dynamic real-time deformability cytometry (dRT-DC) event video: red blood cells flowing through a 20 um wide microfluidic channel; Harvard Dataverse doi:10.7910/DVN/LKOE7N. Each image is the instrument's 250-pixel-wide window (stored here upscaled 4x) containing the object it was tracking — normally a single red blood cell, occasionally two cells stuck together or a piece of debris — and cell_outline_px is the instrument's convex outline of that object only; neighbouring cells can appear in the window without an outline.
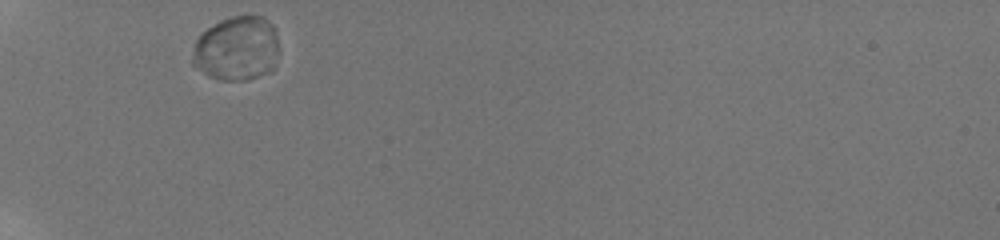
{"species": "human", "species_latin": "Homo sapiens", "temperature_condition": "room temperature", "stored_images_in_passage": 24, "camera_frame_rate_fps": 3000, "um_per_image_px": 0.085, "donor": {"sex": "male"}, "frame": {"image": 1, "passage_image": 1, "time_ms": 0.0, "image_size_px": [1000, 240], "cell_outline_px": [[280, 52], [272, 68], [268, 72], [248, 80], [220, 80], [208, 76], [196, 68], [192, 64], [192, 56], [196, 40], [208, 28], [220, 20], [232, 16], [264, 16], [276, 28], [280, 48]], "centroid_in_image_um": [20.16, 4.13], "position_along_channel_um": 64.8, "area_um2": 32.89}}
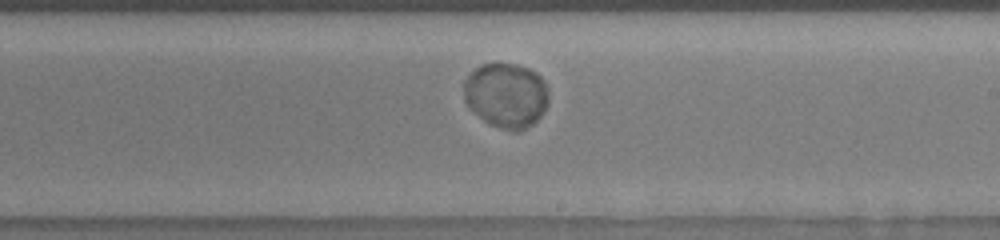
{"frame": {"image": 2, "passage_image": 13, "time_ms": 5.333, "image_size_px": [1000, 240], "cell_outline_px": [[548, 104], [540, 116], [532, 124], [520, 132], [516, 132], [500, 128], [488, 124], [468, 108], [464, 100], [464, 80], [468, 72], [480, 64], [516, 64], [528, 68], [536, 72], [544, 80], [548, 92]], "centroid_in_image_um": [43.0, 8.1], "position_along_channel_um": 246.0, "area_um2": 32.54}}
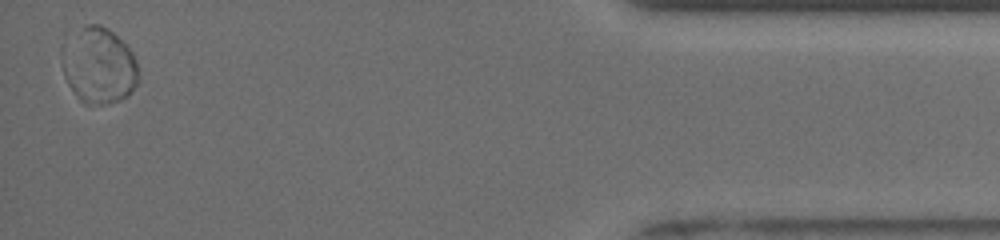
{"frame": {"image": 3, "passage_image": 24, "time_ms": 11.667, "image_size_px": [1000, 240], "cell_outline_px": [[140, 80], [128, 96], [120, 100], [108, 104], [84, 104], [80, 100], [68, 84], [64, 72], [64, 68], [84, 24], [100, 24], [108, 28], [132, 52], [136, 60], [140, 76]], "centroid_in_image_um": [8.59, 5.69], "position_along_channel_um": 426.6, "area_um2": 31.91}, "authors_computed_cell_mechanics": {"area_um2": 33.0327, "velocity_mm_per_s": 3.7178, "shape_relaxation_time_tau1_ms": 2.9796, "shape_relaxation_time_tau2_ms": null, "deformation_change_tau1": 0.0196, "deformation_change_tau2": null}}